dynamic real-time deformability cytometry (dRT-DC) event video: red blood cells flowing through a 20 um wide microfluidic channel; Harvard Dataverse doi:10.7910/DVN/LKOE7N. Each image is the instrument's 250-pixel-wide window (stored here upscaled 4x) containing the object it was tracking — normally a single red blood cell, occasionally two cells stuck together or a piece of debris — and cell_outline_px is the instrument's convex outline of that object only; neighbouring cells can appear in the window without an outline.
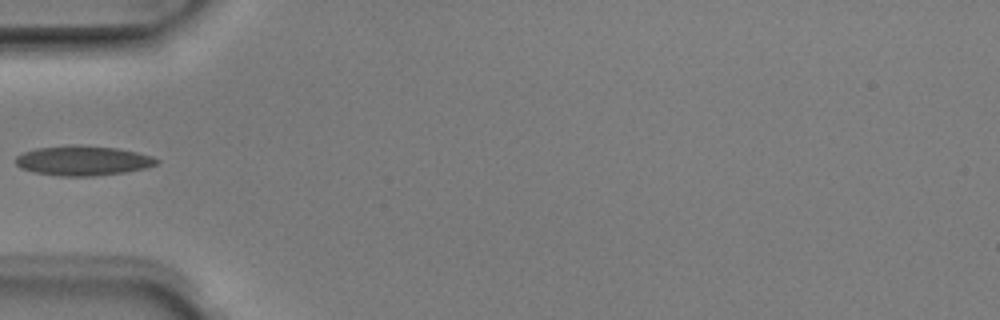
{"species": "Egyptian fruit bat (a non-hibernating species)", "species_latin": "Rousettus aegyptiacus", "temperature_condition": "room temperature", "stored_images_in_passage": 6, "camera_frame_rate_fps": 3000, "um_per_image_px": 0.085, "animal": {"sex": "male"}, "frame": {"image": 1, "passage_image": 5, "time_ms": 1.333, "image_size_px": [1000, 320], "cell_outline_px": [[160, 160], [156, 164], [144, 168], [124, 172], [92, 176], [60, 176], [36, 172], [20, 168], [16, 164], [16, 156], [24, 152], [36, 148], [116, 148], [136, 152], [152, 156]], "centroid_in_image_um": [7.06, 13.7], "position_along_channel_um": 77.9, "area_um2": 23.12}}
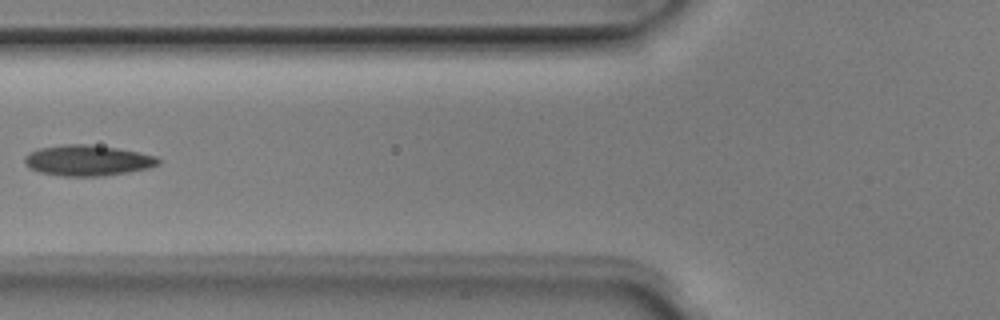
{"frame": {"image": 2, "passage_image": 6, "time_ms": 1.667, "image_size_px": [1000, 320], "cell_outline_px": [[160, 164], [148, 168], [128, 172], [104, 176], [64, 176], [40, 172], [28, 168], [24, 164], [24, 156], [28, 152], [40, 148], [64, 144], [84, 144], [116, 148], [156, 156], [160, 160]], "centroid_in_image_um": [7.4, 13.64], "position_along_channel_um": 118.4, "area_um2": 23.87}}